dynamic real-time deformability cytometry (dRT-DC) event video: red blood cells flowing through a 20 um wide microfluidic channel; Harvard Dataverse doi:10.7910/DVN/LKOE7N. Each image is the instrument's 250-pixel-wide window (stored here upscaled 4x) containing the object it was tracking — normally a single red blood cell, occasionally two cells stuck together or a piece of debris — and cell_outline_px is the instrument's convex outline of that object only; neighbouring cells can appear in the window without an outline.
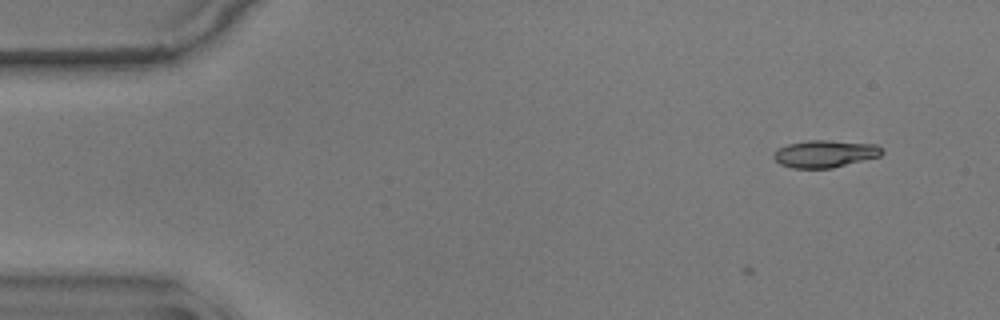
{"species": "common noctule bat (a hibernating species)", "species_latin": "Nyctalus noctula", "temperature_condition": "warm", "stored_images_in_passage": 3, "camera_frame_rate_fps": 3000, "um_per_image_px": 0.085, "animal": {"sex": "male", "body_mass_g": 17.9}, "frame": {"image": 1, "passage_image": 1, "time_ms": 0.0, "image_size_px": [1000, 320], "cell_outline_px": [[884, 152], [880, 156], [832, 168], [792, 168], [780, 164], [772, 156], [780, 148], [788, 144], [808, 140], [828, 140], [876, 144]], "centroid_in_image_um": [70.13, 13.07], "position_along_channel_um": 14.9, "area_um2": 17.05}}